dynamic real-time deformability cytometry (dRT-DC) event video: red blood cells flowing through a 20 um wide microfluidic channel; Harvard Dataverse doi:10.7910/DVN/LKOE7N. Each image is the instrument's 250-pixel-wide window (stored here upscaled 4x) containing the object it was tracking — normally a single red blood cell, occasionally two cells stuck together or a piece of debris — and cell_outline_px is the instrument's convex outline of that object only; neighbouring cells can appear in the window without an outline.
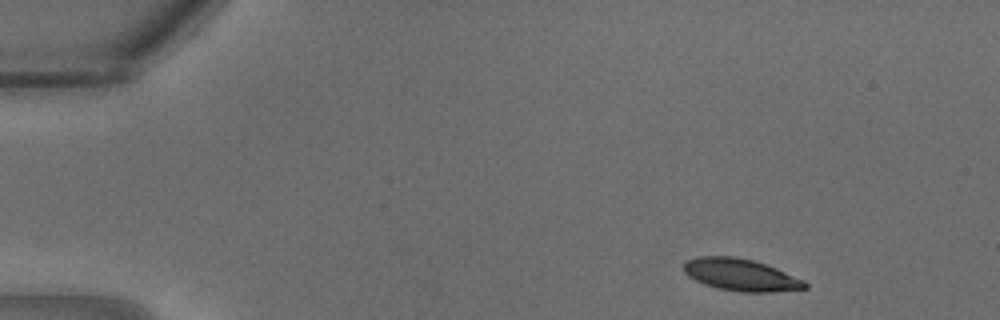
{"species": "common noctule bat (a hibernating species)", "species_latin": "Nyctalus noctula", "temperature_condition": "warm", "stored_images_in_passage": 3, "camera_frame_rate_fps": 3000, "um_per_image_px": 0.085, "animal": {"sex": "male", "body_mass_g": 18.8}, "frame": {"image": 1, "passage_image": 1, "time_ms": 0.0, "image_size_px": [1000, 320], "cell_outline_px": [[808, 288], [772, 292], [740, 292], [720, 288], [704, 284], [688, 276], [684, 272], [684, 260], [696, 256], [732, 256], [752, 260], [776, 268], [804, 280], [808, 284]], "centroid_in_image_um": [62.95, 23.35], "position_along_channel_um": 22.1, "area_um2": 22.6}}